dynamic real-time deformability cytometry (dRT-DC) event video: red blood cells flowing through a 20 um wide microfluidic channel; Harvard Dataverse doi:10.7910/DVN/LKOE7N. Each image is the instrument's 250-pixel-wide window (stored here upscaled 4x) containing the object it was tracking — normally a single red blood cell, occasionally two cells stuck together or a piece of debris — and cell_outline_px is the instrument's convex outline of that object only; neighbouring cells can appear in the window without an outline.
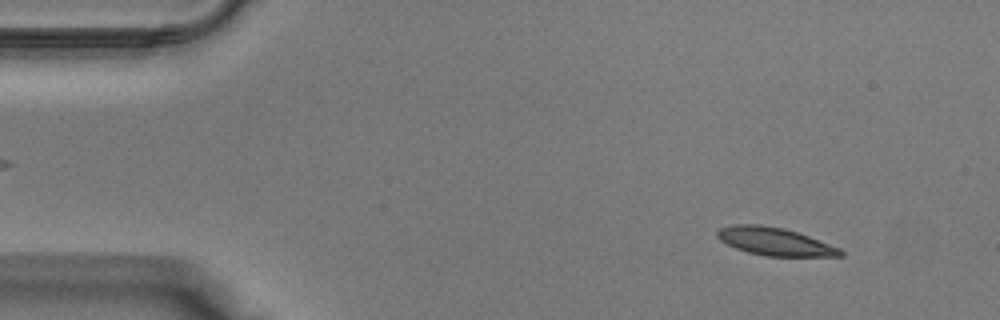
{"species": "Egyptian fruit bat (a non-hibernating species)", "species_latin": "Rousettus aegyptiacus", "temperature_condition": "warm", "stored_images_in_passage": 38, "camera_frame_rate_fps": 3000, "um_per_image_px": 0.085, "animal": {"sex": "male"}, "frame": {"image": 1, "passage_image": 3, "time_ms": 0.667, "image_size_px": [1000, 320], "cell_outline_px": [[844, 256], [764, 256], [748, 252], [736, 248], [720, 240], [716, 236], [716, 232], [720, 228], [732, 224], [760, 224], [784, 228], [808, 236], [840, 248], [844, 252]], "centroid_in_image_um": [65.84, 20.52], "position_along_channel_um": 19.2, "area_um2": 19.94}}
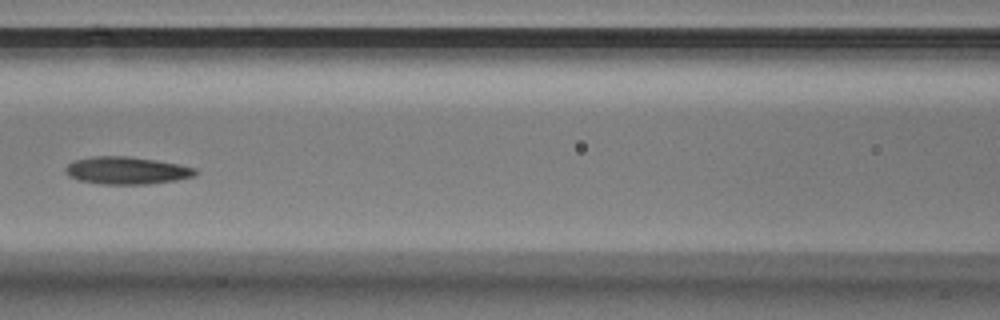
{"frame": {"image": 2, "passage_image": 16, "time_ms": 5.0, "image_size_px": [1000, 320], "cell_outline_px": [[196, 172], [192, 176], [176, 180], [148, 184], [100, 184], [80, 180], [68, 176], [64, 172], [64, 168], [72, 160], [92, 156], [128, 156], [156, 160], [180, 164], [196, 168]], "centroid_in_image_um": [10.71, 14.48], "position_along_channel_um": 155.9, "area_um2": 20.87}}
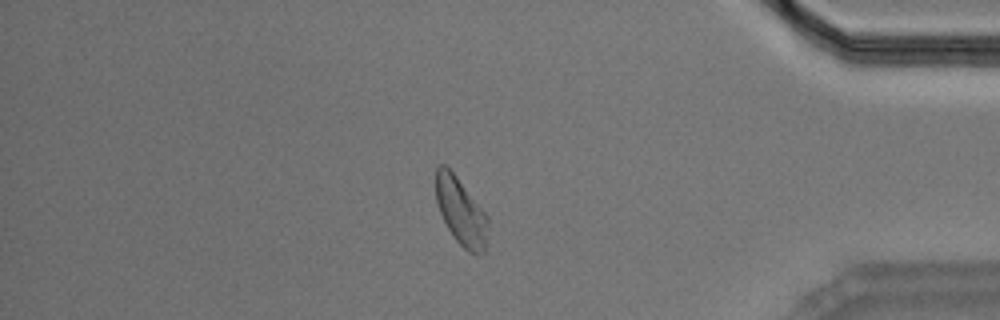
{"frame": {"image": 3, "passage_image": 32, "time_ms": 10.333, "image_size_px": [1000, 320], "cell_outline_px": [[488, 224], [484, 252], [480, 256], [468, 252], [452, 236], [440, 212], [436, 200], [436, 168], [440, 164], [444, 164], [456, 176], [488, 216]], "centroid_in_image_um": [39.18, 18.0], "position_along_channel_um": 396.0, "area_um2": 20.23}}